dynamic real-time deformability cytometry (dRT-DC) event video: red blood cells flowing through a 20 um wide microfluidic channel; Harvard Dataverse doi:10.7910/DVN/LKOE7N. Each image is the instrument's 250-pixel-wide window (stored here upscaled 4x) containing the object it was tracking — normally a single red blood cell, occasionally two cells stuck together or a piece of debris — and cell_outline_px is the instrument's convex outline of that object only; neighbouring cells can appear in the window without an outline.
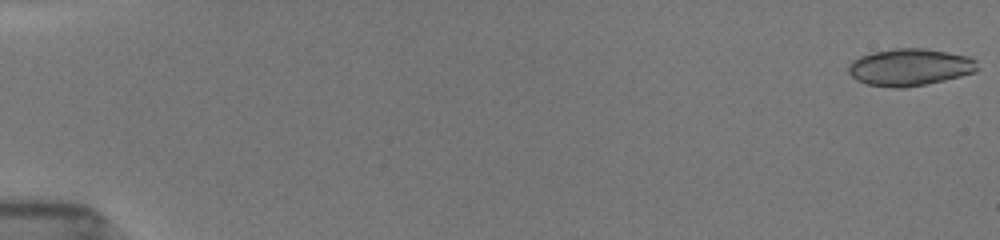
{"species": "common noctule bat (a hibernating species)", "species_latin": "Nyctalus noctula", "temperature_condition": "room temperature", "stored_images_in_passage": 15, "camera_frame_rate_fps": 3000, "um_per_image_px": 0.085, "animal": {"sex": "female", "body_mass_g": 19.5, "forearm_length_mm": 54.1}, "frame": {"image": 1, "passage_image": 1, "time_ms": 0.0, "image_size_px": [1000, 240], "cell_outline_px": [[980, 68], [976, 72], [944, 80], [904, 88], [892, 88], [868, 84], [856, 80], [848, 72], [848, 64], [852, 60], [860, 56], [872, 52], [892, 48], [924, 48], [948, 52], [968, 56], [976, 60]], "centroid_in_image_um": [77.33, 5.7], "position_along_channel_um": 7.7, "area_um2": 28.09}}
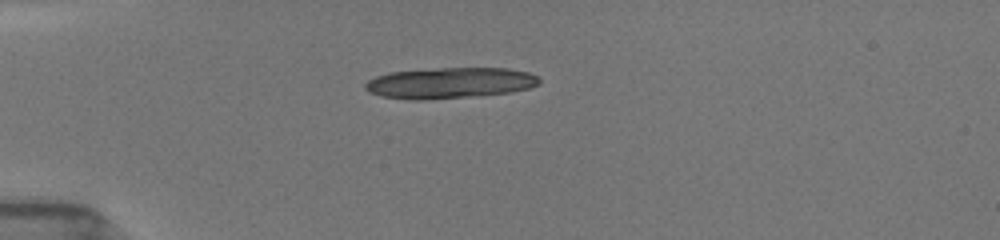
{"frame": {"image": 2, "passage_image": 8, "time_ms": 4.667, "image_size_px": [1000, 240], "cell_outline_px": [[540, 84], [528, 88], [512, 92], [468, 96], [420, 100], [412, 100], [380, 96], [368, 92], [364, 88], [364, 84], [368, 80], [376, 76], [388, 72], [436, 68], [508, 68], [528, 72], [536, 76], [540, 80]], "centroid_in_image_um": [38.19, 7.04], "position_along_channel_um": 46.8, "area_um2": 31.33}}